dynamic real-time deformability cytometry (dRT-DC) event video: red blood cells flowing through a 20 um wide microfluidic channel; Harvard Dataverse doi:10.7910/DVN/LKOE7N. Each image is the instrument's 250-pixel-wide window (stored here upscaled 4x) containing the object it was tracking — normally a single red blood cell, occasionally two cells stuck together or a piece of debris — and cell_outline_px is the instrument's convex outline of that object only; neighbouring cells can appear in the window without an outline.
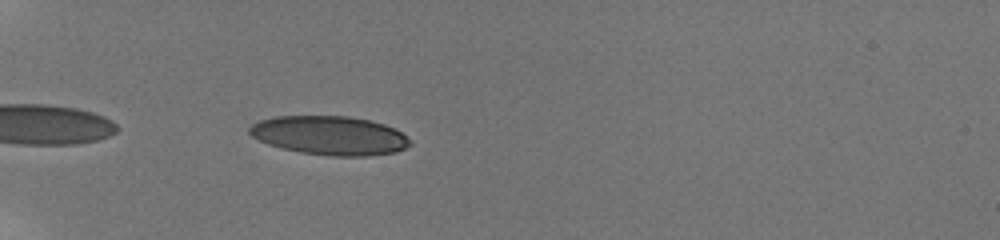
{"species": "human", "species_latin": "Homo sapiens", "temperature_condition": "room temperature", "stored_images_in_passage": 36, "camera_frame_rate_fps": 3000, "um_per_image_px": 0.085, "donor": {"sex": "male"}, "frame": {"image": 1, "passage_image": 3, "time_ms": 0.667, "image_size_px": [1000, 240], "cell_outline_px": [[412, 144], [396, 152], [364, 156], [332, 156], [300, 152], [268, 144], [252, 136], [248, 132], [248, 128], [252, 124], [260, 120], [276, 116], [348, 116], [368, 120], [384, 124], [400, 132]], "centroid_in_image_um": [27.99, 11.51], "position_along_channel_um": 57.0, "area_um2": 36.07}}
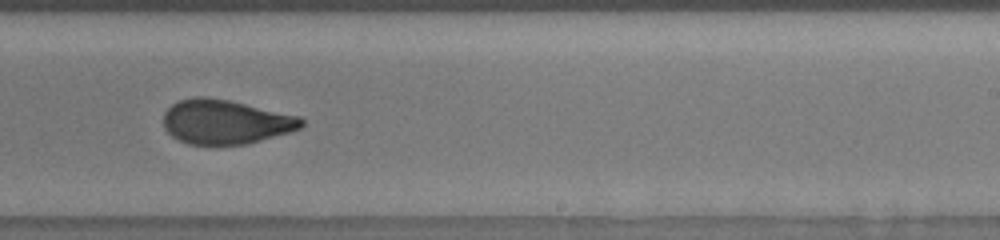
{"frame": {"image": 2, "passage_image": 22, "time_ms": 7.0, "image_size_px": [1000, 240], "cell_outline_px": [[304, 124], [300, 128], [288, 132], [248, 144], [188, 144], [172, 136], [164, 128], [164, 112], [172, 104], [180, 100], [196, 96], [204, 96], [228, 100], [300, 116], [304, 120]], "centroid_in_image_um": [19.16, 10.35], "position_along_channel_um": 269.8, "area_um2": 35.43}}
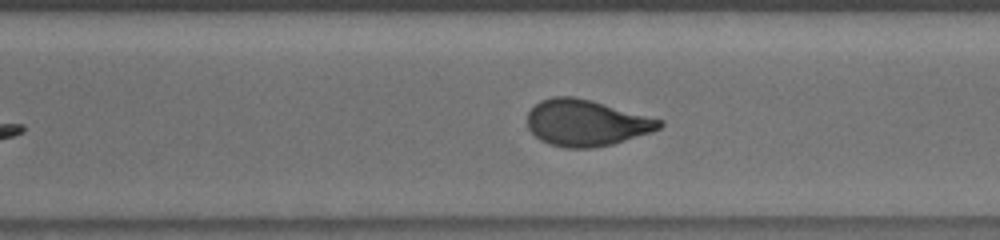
{"frame": {"image": 3, "passage_image": 26, "time_ms": 8.333, "image_size_px": [1000, 240], "cell_outline_px": [[664, 124], [660, 128], [652, 132], [612, 144], [592, 148], [568, 148], [552, 144], [540, 140], [528, 128], [528, 112], [540, 100], [552, 96], [572, 96], [592, 100], [664, 120]], "centroid_in_image_um": [49.85, 10.43], "position_along_channel_um": 320.8, "area_um2": 35.66}, "authors_computed_cell_mechanics": {"area_um2": 36.414, "velocity_mm_per_s": 3.8326, "shape_relaxation_time_tau1_ms": 8.4222, "shape_relaxation_time_tau2_ms": 1.2058, "deformation_change_tau1": 0.2416, "deformation_change_tau2": 0.0745}}